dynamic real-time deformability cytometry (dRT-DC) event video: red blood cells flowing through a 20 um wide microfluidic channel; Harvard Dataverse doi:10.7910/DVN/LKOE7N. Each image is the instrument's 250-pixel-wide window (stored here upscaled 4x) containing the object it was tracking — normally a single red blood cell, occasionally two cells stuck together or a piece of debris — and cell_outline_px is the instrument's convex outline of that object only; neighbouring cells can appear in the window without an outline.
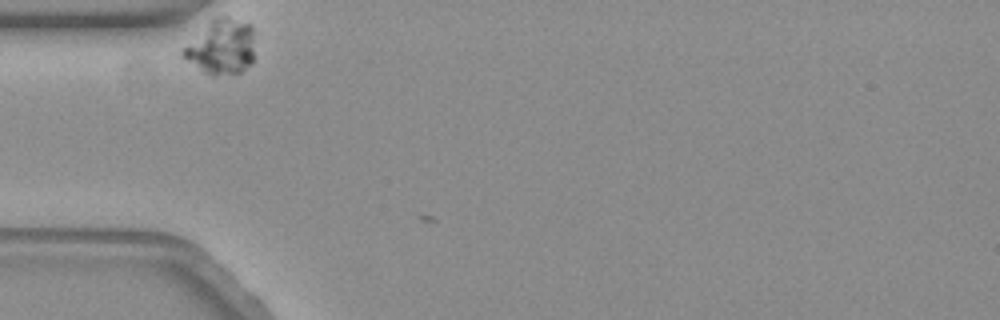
{"species": "common noctule bat (a hibernating species)", "species_latin": "Nyctalus noctula", "temperature_condition": "warm", "stored_images_in_passage": 3, "camera_frame_rate_fps": 3000, "um_per_image_px": 0.085, "animal": {"sex": "female", "body_mass_g": 19.3, "forearm_length_mm": 54.1}, "frame": {"image": 1, "passage_image": 2, "time_ms": 0.333, "image_size_px": [1000, 320], "cell_outline_px": [[252, 64], [240, 72], [216, 76], [212, 76], [204, 72], [180, 56], [180, 52], [216, 16], [228, 16], [252, 24]], "centroid_in_image_um": [18.82, 4.0], "position_along_channel_um": 66.2, "area_um2": 22.6}}